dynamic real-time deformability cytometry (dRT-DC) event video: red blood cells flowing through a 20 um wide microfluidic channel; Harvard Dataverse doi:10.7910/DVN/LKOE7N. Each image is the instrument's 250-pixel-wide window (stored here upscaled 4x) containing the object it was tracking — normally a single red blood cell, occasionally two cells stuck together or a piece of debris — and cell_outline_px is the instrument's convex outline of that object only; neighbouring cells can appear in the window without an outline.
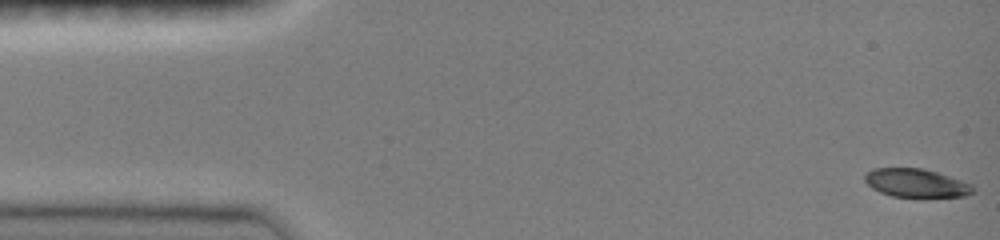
{"species": "common noctule bat (a hibernating species)", "species_latin": "Nyctalus noctula", "temperature_condition": "room temperature", "stored_images_in_passage": 47, "camera_frame_rate_fps": 3000, "um_per_image_px": 0.085, "animal": {"sex": "female", "body_mass_g": 19.0, "forearm_length_mm": 51.5}, "frame": {"image": 1, "passage_image": 1, "time_ms": 0.0, "image_size_px": [1000, 240], "cell_outline_px": [[972, 192], [964, 196], [892, 196], [880, 192], [872, 188], [864, 180], [864, 176], [868, 172], [876, 168], [920, 168], [936, 172], [960, 180], [968, 184], [972, 188]], "centroid_in_image_um": [77.8, 15.54], "position_along_channel_um": 7.2, "area_um2": 17.28}}
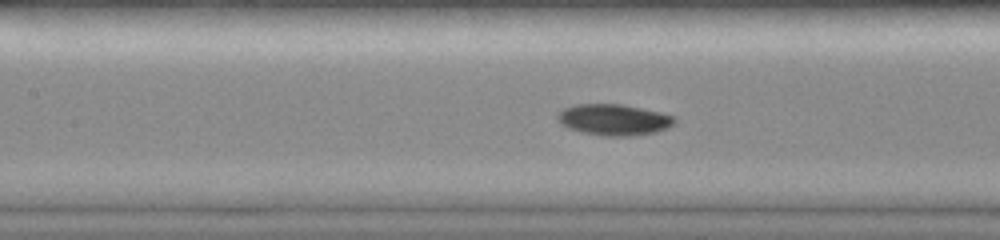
{"frame": {"image": 2, "passage_image": 21, "time_ms": 6.667, "image_size_px": [1000, 240], "cell_outline_px": [[676, 120], [668, 128], [656, 132], [632, 136], [604, 136], [584, 132], [568, 128], [560, 124], [556, 120], [556, 116], [564, 108], [576, 104], [620, 104], [660, 112], [672, 116]], "centroid_in_image_um": [52.15, 10.18], "position_along_channel_um": 155.3, "area_um2": 21.15}}
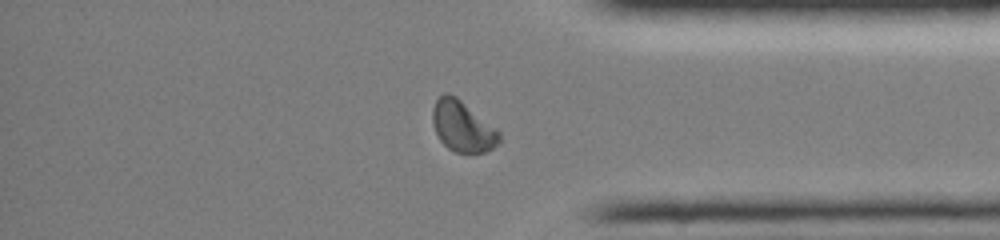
{"frame": {"image": 3, "passage_image": 39, "time_ms": 12.667, "image_size_px": [1000, 240], "cell_outline_px": [[500, 140], [492, 148], [484, 152], [456, 152], [448, 148], [440, 140], [432, 124], [432, 108], [436, 100], [444, 92], [448, 92], [456, 96], [496, 128], [500, 132]], "centroid_in_image_um": [39.29, 10.72], "position_along_channel_um": 395.9, "area_um2": 19.59}, "authors_computed_cell_mechanics": {"area_um2": 20.0566, "velocity_mm_per_s": 4.0657, "shape_relaxation_time_tau1_ms": 3.7617, "shape_relaxation_time_tau2_ms": null, "deformation_change_tau1": 0.1467, "deformation_change_tau2": null}}